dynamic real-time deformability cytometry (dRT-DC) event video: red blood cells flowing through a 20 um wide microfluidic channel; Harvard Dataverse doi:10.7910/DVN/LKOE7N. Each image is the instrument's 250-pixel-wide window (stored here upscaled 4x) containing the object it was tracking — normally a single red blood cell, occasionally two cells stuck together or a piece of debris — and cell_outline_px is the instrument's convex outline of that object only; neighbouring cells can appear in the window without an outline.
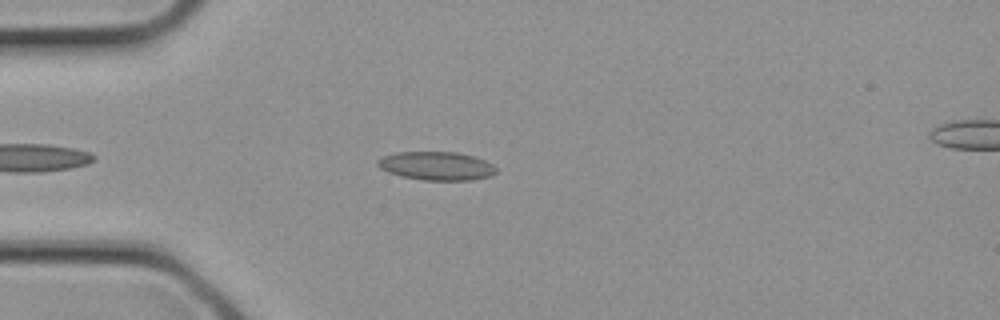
{"species": "common noctule bat (a hibernating species)", "species_latin": "Nyctalus noctula", "temperature_condition": "cold", "stored_images_in_passage": 9, "camera_frame_rate_fps": 3000, "um_per_image_px": 0.085, "animal": {"sex": "female", "body_mass_g": 21.9}, "frame": {"image": 1, "passage_image": 3, "time_ms": 0.667, "image_size_px": [1000, 320], "cell_outline_px": [[496, 172], [492, 176], [472, 180], [424, 180], [400, 176], [388, 172], [380, 168], [376, 164], [376, 160], [380, 156], [396, 152], [456, 152], [472, 156], [484, 160], [492, 164], [496, 168]], "centroid_in_image_um": [37.06, 14.1], "position_along_channel_um": 47.9, "area_um2": 19.83}}
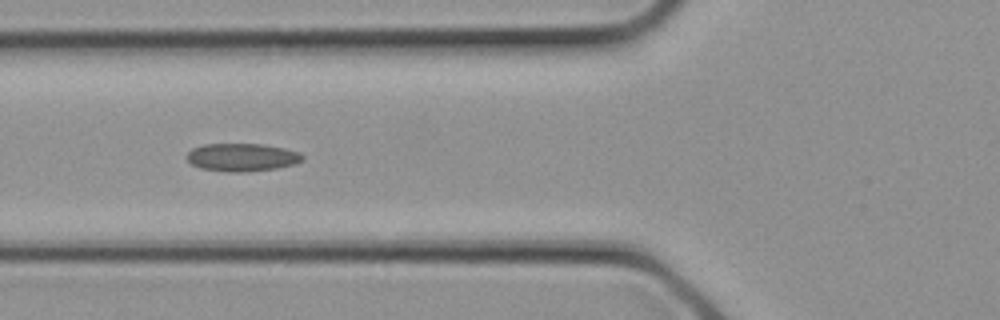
{"frame": {"image": 2, "passage_image": 6, "time_ms": 1.667, "image_size_px": [1000, 320], "cell_outline_px": [[304, 160], [292, 164], [276, 168], [240, 172], [232, 172], [200, 168], [192, 164], [184, 156], [192, 148], [204, 144], [264, 144], [284, 148], [300, 152], [304, 156]], "centroid_in_image_um": [20.56, 13.36], "position_along_channel_um": 105.2, "area_um2": 18.79}}
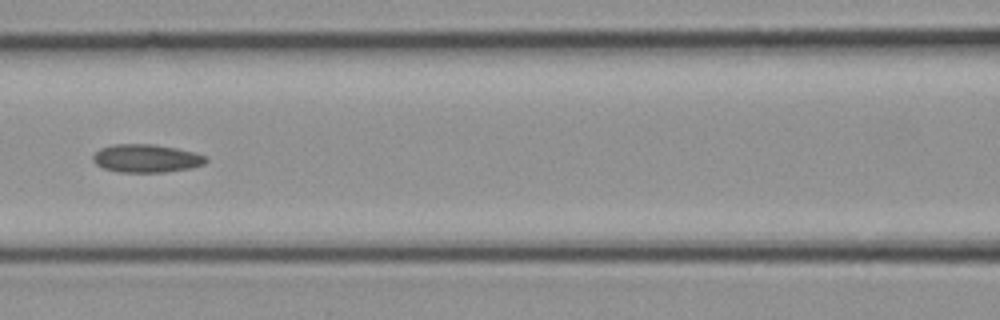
{"frame": {"image": 3, "passage_image": 8, "time_ms": 2.333, "image_size_px": [1000, 320], "cell_outline_px": [[208, 160], [204, 164], [192, 168], [164, 172], [116, 172], [104, 168], [96, 164], [92, 160], [92, 156], [100, 148], [112, 144], [152, 144], [176, 148], [208, 156]], "centroid_in_image_um": [12.43, 13.46], "position_along_channel_um": 154.2, "area_um2": 18.61}}